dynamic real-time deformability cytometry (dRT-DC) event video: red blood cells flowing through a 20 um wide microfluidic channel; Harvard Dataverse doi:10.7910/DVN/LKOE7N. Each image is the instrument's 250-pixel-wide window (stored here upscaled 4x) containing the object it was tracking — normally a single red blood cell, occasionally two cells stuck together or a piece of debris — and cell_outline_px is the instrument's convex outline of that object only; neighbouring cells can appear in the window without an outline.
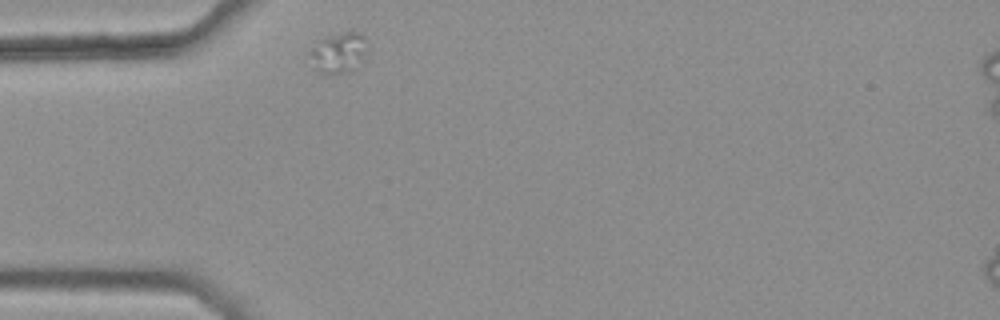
{"species": "common noctule bat (a hibernating species)", "species_latin": "Nyctalus noctula", "temperature_condition": "warm", "stored_images_in_passage": 43, "camera_frame_rate_fps": 3000, "um_per_image_px": 0.085, "animal": {"sex": "female", "body_mass_g": 25.1}, "frame": {"image": 1, "passage_image": 1, "time_ms": 0.0, "image_size_px": [1000, 320], "cell_outline_px": [[368, 52], [348, 72], [332, 76], [328, 76], [316, 72], [308, 52], [316, 40], [328, 36], [344, 32], [360, 32], [364, 36]], "centroid_in_image_um": [28.72, 4.5], "position_along_channel_um": 56.3, "area_um2": 13.87}}